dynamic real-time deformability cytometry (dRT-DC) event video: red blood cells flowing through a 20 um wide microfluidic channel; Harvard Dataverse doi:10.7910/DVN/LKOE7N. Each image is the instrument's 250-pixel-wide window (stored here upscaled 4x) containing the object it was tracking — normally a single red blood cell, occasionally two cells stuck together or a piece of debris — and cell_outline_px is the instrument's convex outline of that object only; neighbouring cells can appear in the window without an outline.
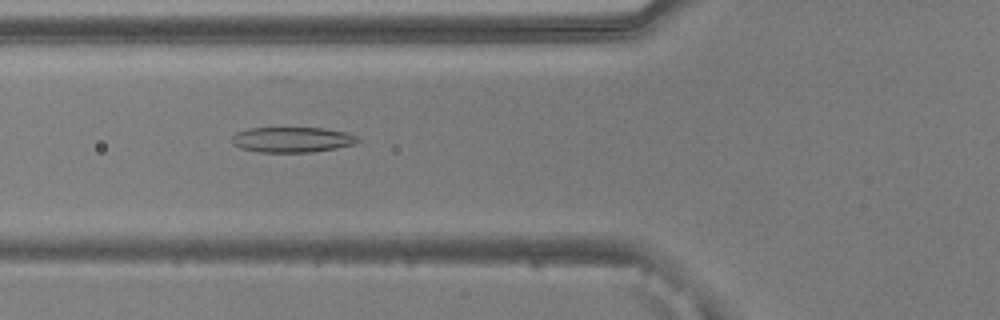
{"species": "common noctule bat (a hibernating species)", "species_latin": "Nyctalus noctula", "temperature_condition": "warm", "stored_images_in_passage": 53, "camera_frame_rate_fps": 3000, "um_per_image_px": 0.085, "animal": {"sex": "male", "body_mass_g": 20.5, "forearm_length_mm": 52.5}, "frame": {"image": 1, "passage_image": 20, "time_ms": 6.333, "image_size_px": [1000, 320], "cell_outline_px": [[360, 140], [352, 144], [336, 148], [312, 152], [256, 152], [240, 148], [232, 144], [232, 136], [236, 132], [248, 128], [324, 128], [348, 132], [356, 136]], "centroid_in_image_um": [24.8, 11.87], "position_along_channel_um": 101.0, "area_um2": 18.67}}
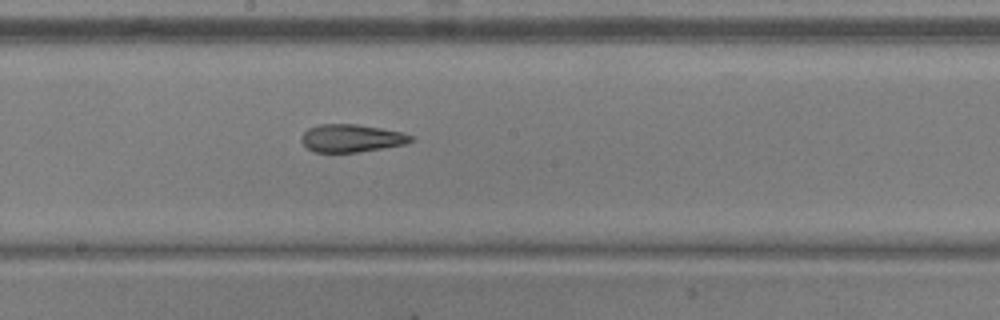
{"frame": {"image": 2, "passage_image": 29, "time_ms": 9.333, "image_size_px": [1000, 320], "cell_outline_px": [[416, 140], [404, 144], [384, 148], [356, 152], [316, 152], [308, 148], [300, 140], [300, 136], [308, 128], [320, 124], [356, 124], [404, 132], [416, 136]], "centroid_in_image_um": [29.92, 11.74], "position_along_channel_um": 218.3, "area_um2": 17.86}}
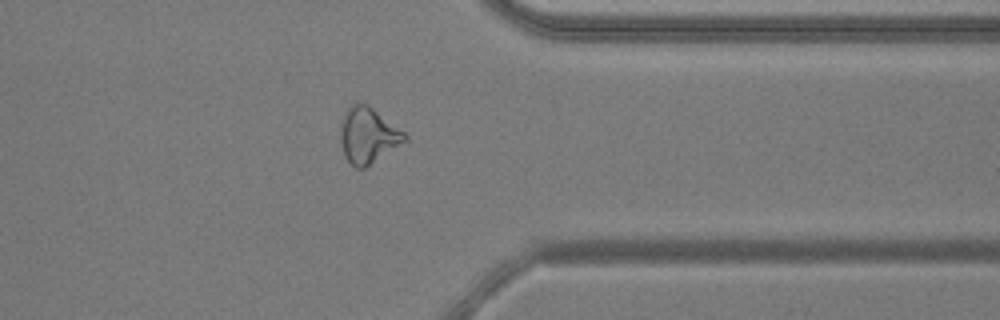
{"frame": {"image": 3, "passage_image": 42, "time_ms": 13.667, "image_size_px": [1000, 320], "cell_outline_px": [[408, 140], [364, 168], [356, 168], [344, 156], [340, 140], [340, 128], [344, 112], [356, 100], [368, 104], [404, 132], [408, 136]], "centroid_in_image_um": [31.26, 11.48], "position_along_channel_um": 380.1, "area_um2": 20.92}, "authors_computed_cell_mechanics": {"area_um2": 20.9236, "velocity_mm_per_s": 3.8846, "shape_relaxation_time_tau1_ms": null, "shape_relaxation_time_tau2_ms": 2.2723, "deformation_change_tau1": null, "deformation_change_tau2": 0.1111}}